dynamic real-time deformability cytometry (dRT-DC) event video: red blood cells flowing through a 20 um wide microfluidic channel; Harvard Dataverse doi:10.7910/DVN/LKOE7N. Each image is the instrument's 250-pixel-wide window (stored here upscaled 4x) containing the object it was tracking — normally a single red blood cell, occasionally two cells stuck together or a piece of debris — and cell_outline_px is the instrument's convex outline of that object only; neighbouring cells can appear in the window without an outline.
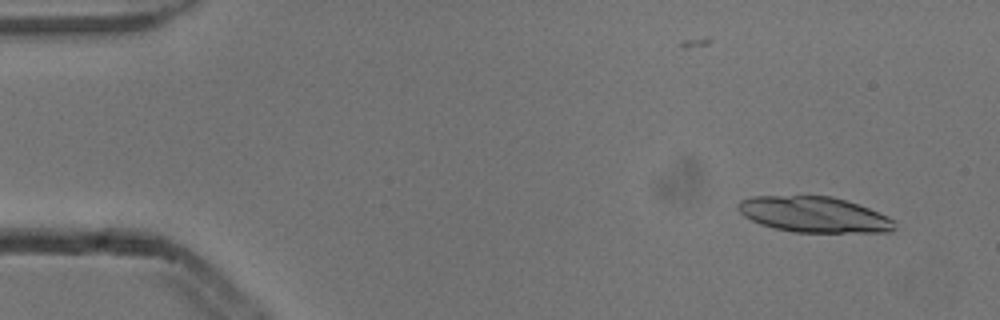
{"species": "common noctule bat (a hibernating species)", "species_latin": "Nyctalus noctula", "temperature_condition": "cold", "stored_images_in_passage": 2, "camera_frame_rate_fps": 3000, "um_per_image_px": 0.085, "animal": {"sex": "male", "body_mass_g": 13.3}, "frame": {"image": 1, "passage_image": 2, "time_ms": 0.333, "image_size_px": [1000, 320], "cell_outline_px": [[896, 228], [892, 232], [792, 232], [772, 228], [760, 224], [744, 216], [736, 208], [736, 204], [740, 200], [752, 196], [832, 196], [868, 208], [888, 216], [896, 220]], "centroid_in_image_um": [69.18, 18.24], "position_along_channel_um": 15.8, "area_um2": 32.71}}